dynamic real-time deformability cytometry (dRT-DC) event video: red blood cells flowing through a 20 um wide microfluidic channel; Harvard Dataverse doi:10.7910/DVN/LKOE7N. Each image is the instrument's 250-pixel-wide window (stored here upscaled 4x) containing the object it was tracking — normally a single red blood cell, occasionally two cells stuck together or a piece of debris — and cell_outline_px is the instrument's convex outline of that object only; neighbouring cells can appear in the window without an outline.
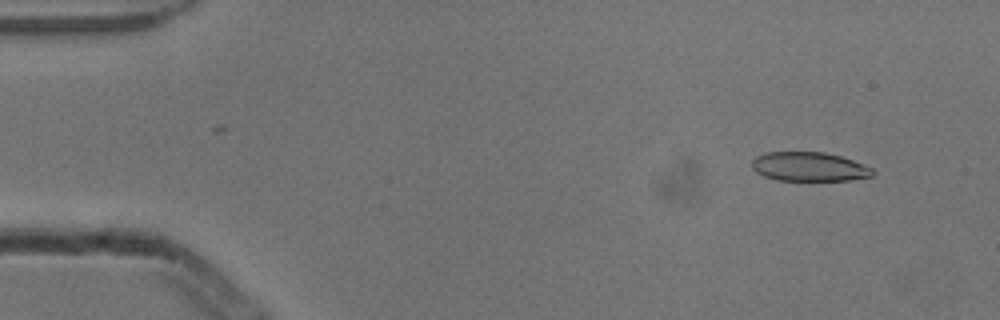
{"species": "common noctule bat (a hibernating species)", "species_latin": "Nyctalus noctula", "temperature_condition": "cold", "stored_images_in_passage": 4, "camera_frame_rate_fps": 3000, "um_per_image_px": 0.085, "animal": {"sex": "male", "body_mass_g": 13.3}, "frame": {"image": 1, "passage_image": 2, "time_ms": 0.333, "image_size_px": [1000, 320], "cell_outline_px": [[872, 176], [848, 180], [776, 180], [764, 176], [756, 172], [752, 168], [752, 160], [756, 156], [764, 152], [824, 152], [840, 156], [864, 164], [872, 168]], "centroid_in_image_um": [68.74, 14.16], "position_along_channel_um": 16.3, "area_um2": 20.4}}
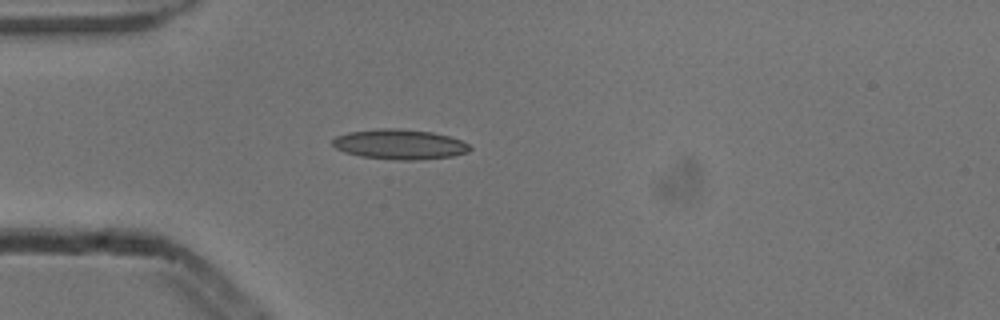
{"frame": {"image": 2, "passage_image": 4, "time_ms": 1.0, "image_size_px": [1000, 320], "cell_outline_px": [[472, 148], [468, 152], [452, 156], [412, 160], [396, 160], [360, 156], [344, 152], [336, 148], [332, 144], [332, 140], [336, 136], [348, 132], [380, 128], [396, 128], [432, 132], [448, 136], [460, 140], [468, 144]], "centroid_in_image_um": [33.94, 12.26], "position_along_channel_um": 51.1, "area_um2": 23.93}}